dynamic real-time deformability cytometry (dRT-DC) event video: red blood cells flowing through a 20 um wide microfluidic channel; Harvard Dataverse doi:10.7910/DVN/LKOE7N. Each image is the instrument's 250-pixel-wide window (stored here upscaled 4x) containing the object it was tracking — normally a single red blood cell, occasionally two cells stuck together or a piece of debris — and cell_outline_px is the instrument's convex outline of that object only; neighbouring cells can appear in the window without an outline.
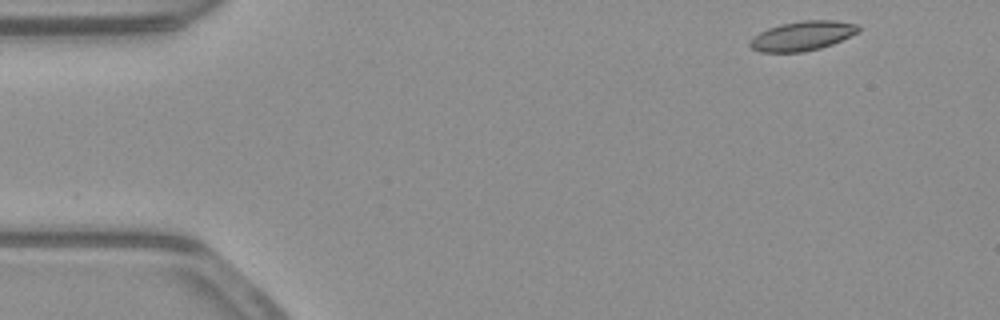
{"species": "common noctule bat (a hibernating species)", "species_latin": "Nyctalus noctula", "temperature_condition": "warm", "stored_images_in_passage": 13, "camera_frame_rate_fps": 3000, "um_per_image_px": 0.085, "animal": {"sex": "male", "body_mass_g": 23.1, "forearm_length_mm": 52.7}, "frame": {"image": 1, "passage_image": 2, "time_ms": 0.333, "image_size_px": [1000, 320], "cell_outline_px": [[860, 32], [832, 44], [820, 48], [804, 52], [760, 52], [752, 48], [748, 44], [748, 40], [752, 36], [768, 28], [780, 24], [804, 20], [832, 20], [856, 24], [860, 28]], "centroid_in_image_um": [68.17, 3.05], "position_along_channel_um": 16.8, "area_um2": 18.73}}